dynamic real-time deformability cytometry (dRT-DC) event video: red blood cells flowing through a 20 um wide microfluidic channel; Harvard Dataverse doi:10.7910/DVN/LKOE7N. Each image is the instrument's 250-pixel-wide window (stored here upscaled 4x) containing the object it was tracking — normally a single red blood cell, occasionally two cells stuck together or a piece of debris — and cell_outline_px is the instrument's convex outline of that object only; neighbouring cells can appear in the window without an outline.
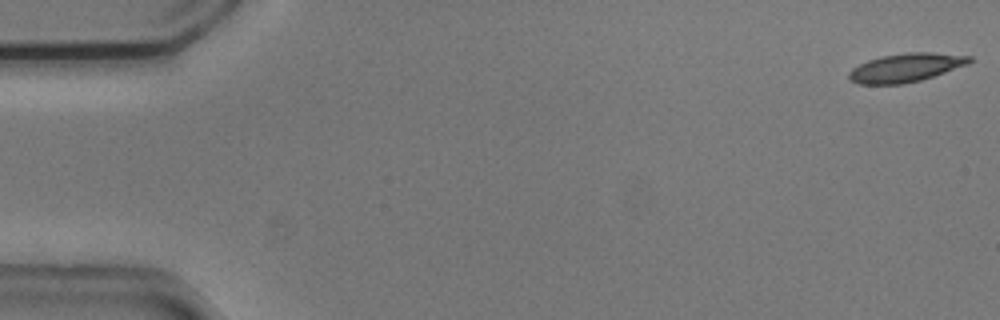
{"species": "common noctule bat (a hibernating species)", "species_latin": "Nyctalus noctula", "temperature_condition": "cold", "stored_images_in_passage": 54, "camera_frame_rate_fps": 3000, "um_per_image_px": 0.085, "animal": {"sex": "male", "body_mass_g": 20.5, "forearm_length_mm": 52.5}, "frame": {"image": 1, "passage_image": 1, "time_ms": 0.0, "image_size_px": [1000, 320], "cell_outline_px": [[972, 60], [968, 64], [920, 80], [904, 84], [860, 84], [852, 80], [848, 76], [848, 72], [852, 68], [868, 60], [880, 56], [908, 52], [932, 52], [972, 56]], "centroid_in_image_um": [76.99, 5.74], "position_along_channel_um": 8.0, "area_um2": 19.94}}
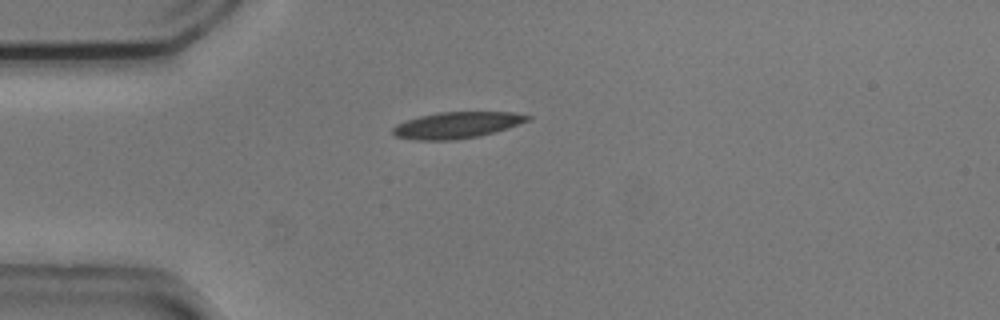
{"frame": {"image": 2, "passage_image": 14, "time_ms": 4.333, "image_size_px": [1000, 320], "cell_outline_px": [[532, 120], [496, 132], [480, 136], [452, 140], [420, 140], [396, 136], [392, 132], [392, 128], [396, 124], [404, 120], [420, 116], [440, 112], [512, 112], [532, 116]], "centroid_in_image_um": [38.87, 10.63], "position_along_channel_um": 46.1, "area_um2": 20.81}}
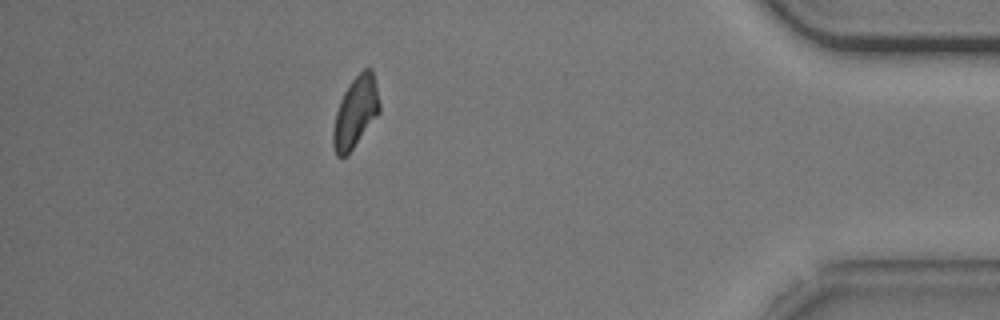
{"frame": {"image": 3, "passage_image": 48, "time_ms": 15.667, "image_size_px": [1000, 320], "cell_outline_px": [[380, 112], [348, 156], [336, 156], [332, 144], [332, 132], [336, 112], [340, 100], [344, 92], [352, 80], [364, 68], [372, 68], [376, 84], [380, 104]], "centroid_in_image_um": [30.21, 9.56], "position_along_channel_um": 405.0, "area_um2": 19.25}, "authors_computed_cell_mechanics": {"area_um2": 20.2878, "velocity_mm_per_s": 3.7136, "shape_relaxation_time_tau1_ms": 3.5213, "shape_relaxation_time_tau2_ms": 8.7203, "deformation_change_tau1": 0.1248, "deformation_change_tau2": 0.1655}}